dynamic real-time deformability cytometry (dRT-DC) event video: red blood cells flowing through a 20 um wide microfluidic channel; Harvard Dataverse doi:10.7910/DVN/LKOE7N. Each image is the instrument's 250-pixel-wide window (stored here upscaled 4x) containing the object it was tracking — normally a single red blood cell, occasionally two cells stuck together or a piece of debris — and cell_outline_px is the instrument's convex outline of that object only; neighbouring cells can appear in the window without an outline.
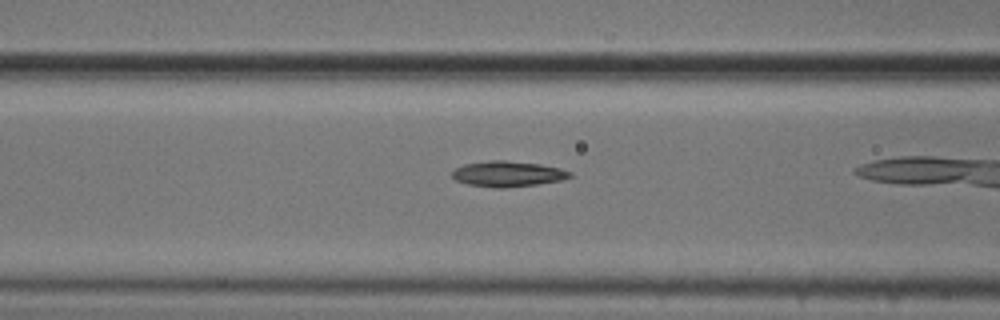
{"species": "common noctule bat (a hibernating species)", "species_latin": "Nyctalus noctula", "temperature_condition": "cold", "stored_images_in_passage": 19, "camera_frame_rate_fps": 3000, "um_per_image_px": 0.085, "animal": {"sex": "male", "body_mass_g": 20.5, "forearm_length_mm": 52.5}, "frame": {"image": 1, "passage_image": 11, "time_ms": 3.333, "image_size_px": [1000, 320], "cell_outline_px": [[572, 176], [560, 180], [536, 184], [504, 188], [496, 188], [468, 184], [456, 180], [452, 176], [452, 172], [456, 168], [464, 164], [488, 160], [504, 160], [540, 164], [560, 168], [572, 172]], "centroid_in_image_um": [43.15, 14.77], "position_along_channel_um": 123.4, "area_um2": 17.46}}
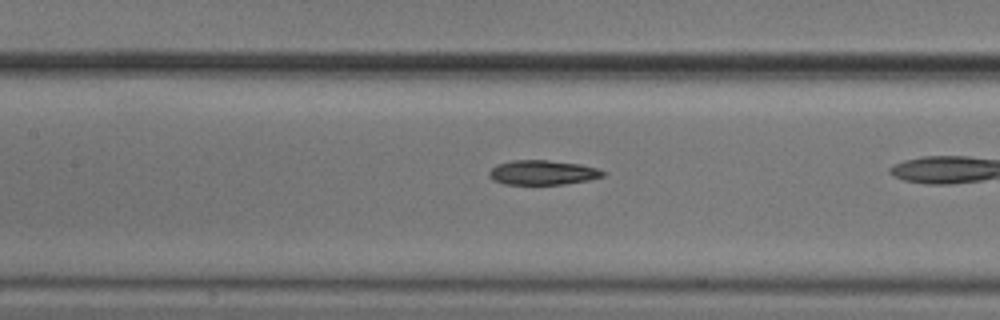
{"frame": {"image": 2, "passage_image": 14, "time_ms": 4.333, "image_size_px": [1000, 320], "cell_outline_px": [[608, 172], [604, 176], [588, 180], [564, 184], [504, 184], [492, 180], [488, 176], [488, 172], [496, 164], [512, 160], [548, 160], [580, 164], [596, 168]], "centroid_in_image_um": [46.11, 14.66], "position_along_channel_um": 161.3, "area_um2": 16.42}}